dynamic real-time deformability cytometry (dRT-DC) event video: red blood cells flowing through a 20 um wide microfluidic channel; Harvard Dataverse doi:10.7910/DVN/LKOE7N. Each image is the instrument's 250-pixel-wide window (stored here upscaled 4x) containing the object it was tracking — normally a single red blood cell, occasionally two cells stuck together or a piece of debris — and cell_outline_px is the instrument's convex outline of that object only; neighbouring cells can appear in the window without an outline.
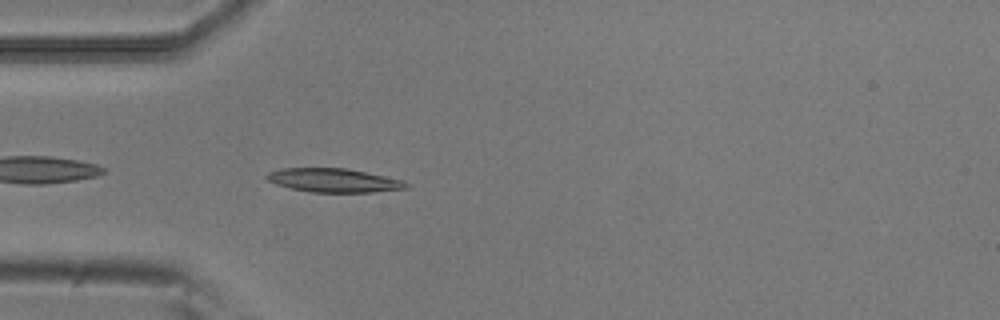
{"species": "common noctule bat (a hibernating species)", "species_latin": "Nyctalus noctula", "temperature_condition": "room temperature", "stored_images_in_passage": 21, "camera_frame_rate_fps": 3000, "um_per_image_px": 0.085, "animal": {"sex": "male", "body_mass_g": 20.5, "forearm_length_mm": 52.5}, "frame": {"image": 1, "passage_image": 2, "time_ms": 0.333, "image_size_px": [1000, 320], "cell_outline_px": [[408, 188], [372, 192], [308, 192], [276, 184], [268, 180], [264, 176], [268, 172], [280, 168], [348, 168], [404, 180], [408, 184]], "centroid_in_image_um": [28.36, 15.32], "position_along_channel_um": 56.6, "area_um2": 19.36}}
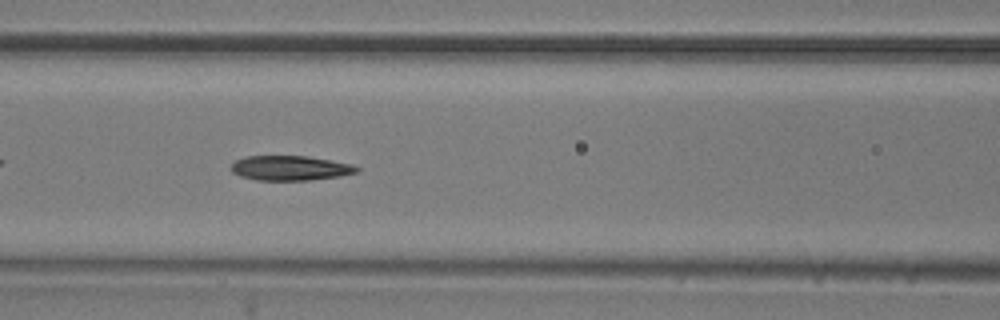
{"frame": {"image": 2, "passage_image": 9, "time_ms": 2.667, "image_size_px": [1000, 320], "cell_outline_px": [[360, 168], [356, 172], [340, 176], [312, 180], [256, 180], [240, 176], [232, 172], [232, 164], [236, 160], [244, 156], [308, 156], [352, 164]], "centroid_in_image_um": [24.66, 14.28], "position_along_channel_um": 141.9, "area_um2": 18.09}}
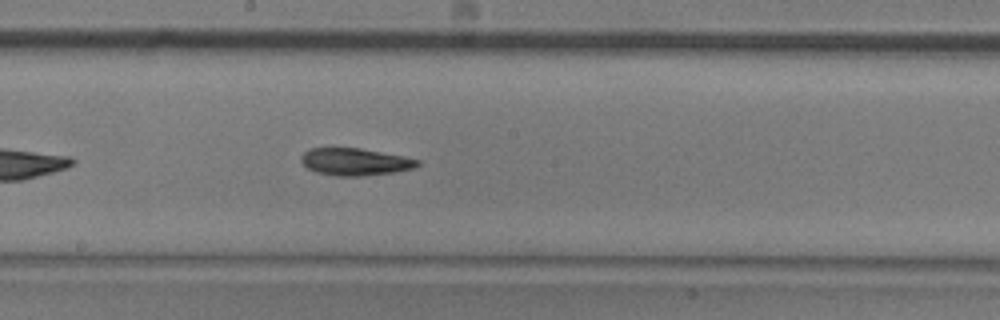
{"frame": {"image": 3, "passage_image": 15, "time_ms": 4.667, "image_size_px": [1000, 320], "cell_outline_px": [[420, 164], [416, 168], [392, 172], [364, 176], [336, 176], [316, 172], [308, 168], [300, 160], [300, 156], [308, 148], [360, 148], [404, 156], [420, 160]], "centroid_in_image_um": [30.18, 13.75], "position_along_channel_um": 218.0, "area_um2": 18.55}}